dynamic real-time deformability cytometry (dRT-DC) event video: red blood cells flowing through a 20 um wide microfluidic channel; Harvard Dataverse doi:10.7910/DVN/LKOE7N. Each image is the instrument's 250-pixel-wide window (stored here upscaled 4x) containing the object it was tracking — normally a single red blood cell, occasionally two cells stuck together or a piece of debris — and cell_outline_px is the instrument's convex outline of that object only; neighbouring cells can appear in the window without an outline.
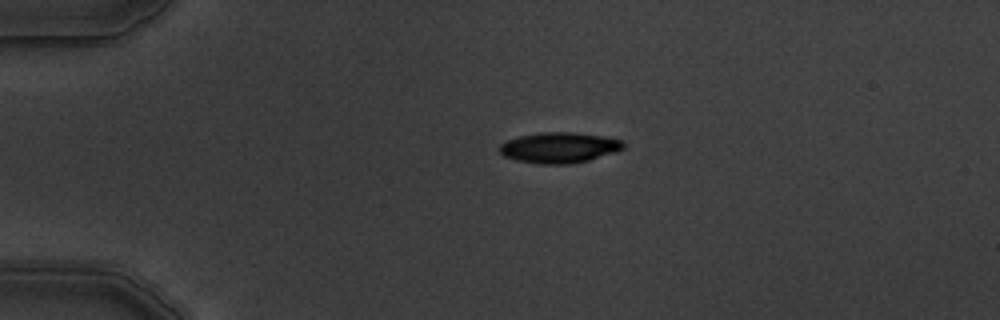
{"species": "common noctule bat (a hibernating species)", "species_latin": "Nyctalus noctula", "temperature_condition": "warm", "stored_images_in_passage": 2, "camera_frame_rate_fps": 3000, "um_per_image_px": 0.085, "animal": {"sex": "male", "body_mass_g": 19.5, "forearm_length_mm": 54.6}, "frame": {"image": 1, "passage_image": 1, "time_ms": 0.0, "image_size_px": [1000, 320], "cell_outline_px": [[624, 148], [616, 152], [588, 160], [568, 164], [540, 164], [516, 160], [504, 156], [500, 152], [500, 144], [508, 140], [520, 136], [544, 132], [572, 132], [604, 136], [624, 140]], "centroid_in_image_um": [47.57, 12.54], "position_along_channel_um": 37.4, "area_um2": 22.02}}
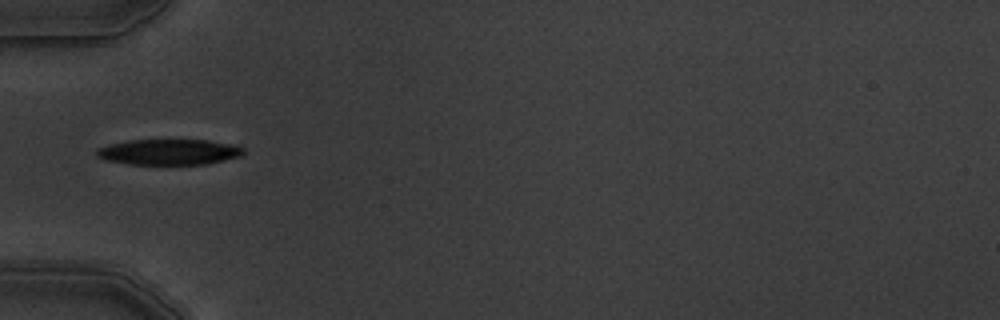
{"frame": {"image": 2, "passage_image": 2, "time_ms": 2.0, "image_size_px": [1000, 320], "cell_outline_px": [[244, 152], [240, 156], [204, 164], [128, 164], [104, 160], [96, 156], [96, 148], [108, 144], [132, 140], [208, 140], [236, 144], [244, 148]], "centroid_in_image_um": [14.34, 12.91], "position_along_channel_um": 70.7, "area_um2": 22.02}}